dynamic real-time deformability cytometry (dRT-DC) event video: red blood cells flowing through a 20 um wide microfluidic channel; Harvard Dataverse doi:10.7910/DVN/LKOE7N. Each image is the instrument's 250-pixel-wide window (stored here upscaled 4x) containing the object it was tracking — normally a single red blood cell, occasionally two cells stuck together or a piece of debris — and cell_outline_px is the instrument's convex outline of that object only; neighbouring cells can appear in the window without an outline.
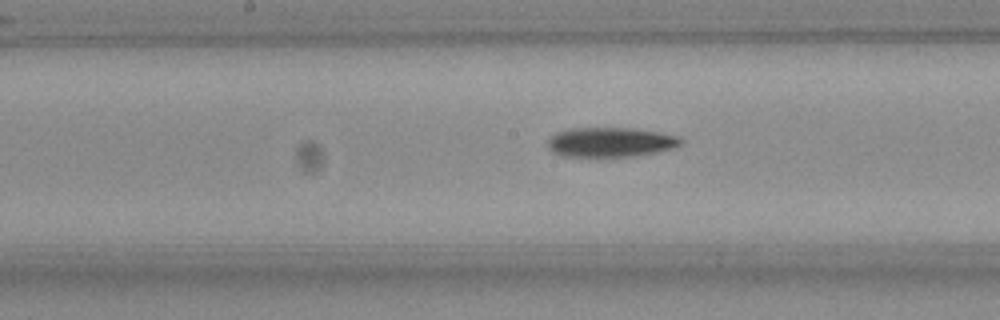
{"species": "Egyptian fruit bat (a non-hibernating species)", "species_latin": "Rousettus aegyptiacus", "temperature_condition": "room temperature", "stored_images_in_passage": 21, "camera_frame_rate_fps": 3000, "um_per_image_px": 0.085, "frame": {"image": 1, "passage_image": 15, "time_ms": 4.667, "image_size_px": [1000, 320], "cell_outline_px": [[684, 144], [676, 148], [636, 156], [560, 156], [552, 152], [548, 148], [548, 140], [556, 132], [572, 128], [632, 128], [660, 132], [676, 136], [684, 140]], "centroid_in_image_um": [51.93, 12.08], "position_along_channel_um": 196.3, "area_um2": 23.12}}